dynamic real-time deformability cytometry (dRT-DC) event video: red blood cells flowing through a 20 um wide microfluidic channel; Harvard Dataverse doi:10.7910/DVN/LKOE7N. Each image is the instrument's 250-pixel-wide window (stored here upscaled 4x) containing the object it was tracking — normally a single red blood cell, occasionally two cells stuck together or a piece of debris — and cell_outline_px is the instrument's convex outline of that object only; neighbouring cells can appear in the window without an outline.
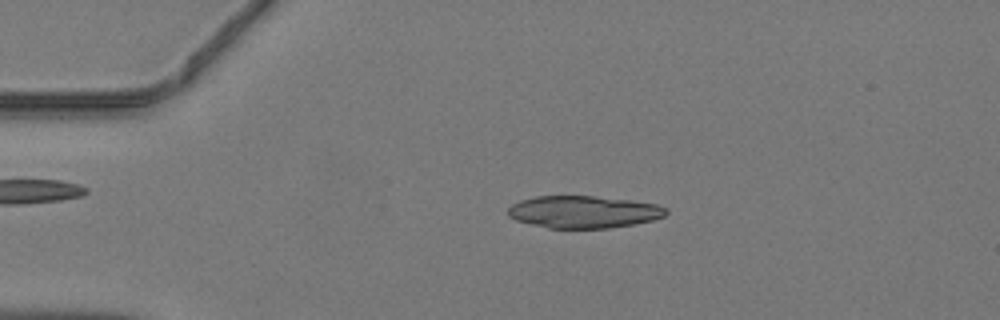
{"species": "common noctule bat (a hibernating species)", "species_latin": "Nyctalus noctula", "temperature_condition": "warm", "stored_images_in_passage": 40, "camera_frame_rate_fps": 3000, "um_per_image_px": 0.085, "animal": {"sex": "male", "body_mass_g": 19.2, "forearm_length_mm": 51.8}, "frame": {"image": 1, "passage_image": 4, "time_ms": 1.0, "image_size_px": [1000, 320], "cell_outline_px": [[668, 212], [664, 216], [652, 220], [636, 224], [608, 228], [548, 228], [516, 220], [508, 216], [508, 208], [512, 204], [520, 200], [536, 196], [592, 196], [632, 200], [656, 204], [668, 208]], "centroid_in_image_um": [49.62, 18.01], "position_along_channel_um": 35.4, "area_um2": 29.77}}